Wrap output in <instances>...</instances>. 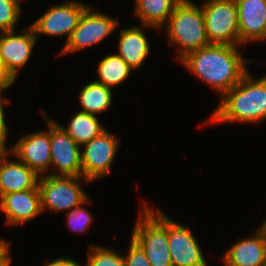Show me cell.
Instances as JSON below:
<instances>
[{"mask_svg":"<svg viewBox=\"0 0 266 266\" xmlns=\"http://www.w3.org/2000/svg\"><path fill=\"white\" fill-rule=\"evenodd\" d=\"M199 79L212 86L223 97L249 72L236 46L209 44L188 53L180 60Z\"/></svg>","mask_w":266,"mask_h":266,"instance_id":"obj_1","label":"cell"},{"mask_svg":"<svg viewBox=\"0 0 266 266\" xmlns=\"http://www.w3.org/2000/svg\"><path fill=\"white\" fill-rule=\"evenodd\" d=\"M250 72L229 90L208 122L254 123L266 119V76L254 80Z\"/></svg>","mask_w":266,"mask_h":266,"instance_id":"obj_2","label":"cell"},{"mask_svg":"<svg viewBox=\"0 0 266 266\" xmlns=\"http://www.w3.org/2000/svg\"><path fill=\"white\" fill-rule=\"evenodd\" d=\"M165 25L169 44L180 47L179 61L188 53L210 44L203 10L190 0H181Z\"/></svg>","mask_w":266,"mask_h":266,"instance_id":"obj_3","label":"cell"},{"mask_svg":"<svg viewBox=\"0 0 266 266\" xmlns=\"http://www.w3.org/2000/svg\"><path fill=\"white\" fill-rule=\"evenodd\" d=\"M144 205L132 231V239L140 246L151 266H172L168 247V216Z\"/></svg>","mask_w":266,"mask_h":266,"instance_id":"obj_4","label":"cell"},{"mask_svg":"<svg viewBox=\"0 0 266 266\" xmlns=\"http://www.w3.org/2000/svg\"><path fill=\"white\" fill-rule=\"evenodd\" d=\"M201 8L210 44H241L235 0H208Z\"/></svg>","mask_w":266,"mask_h":266,"instance_id":"obj_5","label":"cell"},{"mask_svg":"<svg viewBox=\"0 0 266 266\" xmlns=\"http://www.w3.org/2000/svg\"><path fill=\"white\" fill-rule=\"evenodd\" d=\"M82 176H53L49 173L39 177L38 188L41 196L42 211L53 212L70 210L83 204L88 196L81 189Z\"/></svg>","mask_w":266,"mask_h":266,"instance_id":"obj_6","label":"cell"},{"mask_svg":"<svg viewBox=\"0 0 266 266\" xmlns=\"http://www.w3.org/2000/svg\"><path fill=\"white\" fill-rule=\"evenodd\" d=\"M117 26V20L99 11H92L88 6L60 54L77 52L98 44L114 32Z\"/></svg>","mask_w":266,"mask_h":266,"instance_id":"obj_7","label":"cell"},{"mask_svg":"<svg viewBox=\"0 0 266 266\" xmlns=\"http://www.w3.org/2000/svg\"><path fill=\"white\" fill-rule=\"evenodd\" d=\"M84 145L81 152L82 177L89 183L109 172L119 148V139L106 130Z\"/></svg>","mask_w":266,"mask_h":266,"instance_id":"obj_8","label":"cell"},{"mask_svg":"<svg viewBox=\"0 0 266 266\" xmlns=\"http://www.w3.org/2000/svg\"><path fill=\"white\" fill-rule=\"evenodd\" d=\"M51 167L59 171L53 176H82L81 146L60 126L50 119Z\"/></svg>","mask_w":266,"mask_h":266,"instance_id":"obj_9","label":"cell"},{"mask_svg":"<svg viewBox=\"0 0 266 266\" xmlns=\"http://www.w3.org/2000/svg\"><path fill=\"white\" fill-rule=\"evenodd\" d=\"M87 7V5L75 0L54 5L34 21L31 27L36 36L39 34L49 36L67 35V42Z\"/></svg>","mask_w":266,"mask_h":266,"instance_id":"obj_10","label":"cell"},{"mask_svg":"<svg viewBox=\"0 0 266 266\" xmlns=\"http://www.w3.org/2000/svg\"><path fill=\"white\" fill-rule=\"evenodd\" d=\"M23 34H14V30L0 34V63L4 72L15 82L18 69L24 67L31 57L37 36L31 25Z\"/></svg>","mask_w":266,"mask_h":266,"instance_id":"obj_11","label":"cell"},{"mask_svg":"<svg viewBox=\"0 0 266 266\" xmlns=\"http://www.w3.org/2000/svg\"><path fill=\"white\" fill-rule=\"evenodd\" d=\"M41 113L48 122V131H38L23 136L9 151L39 177L44 176L51 165L50 119L44 111Z\"/></svg>","mask_w":266,"mask_h":266,"instance_id":"obj_12","label":"cell"},{"mask_svg":"<svg viewBox=\"0 0 266 266\" xmlns=\"http://www.w3.org/2000/svg\"><path fill=\"white\" fill-rule=\"evenodd\" d=\"M168 247L172 266H207L196 237L168 218Z\"/></svg>","mask_w":266,"mask_h":266,"instance_id":"obj_13","label":"cell"},{"mask_svg":"<svg viewBox=\"0 0 266 266\" xmlns=\"http://www.w3.org/2000/svg\"><path fill=\"white\" fill-rule=\"evenodd\" d=\"M0 209L6 215L7 224L17 225L32 220L42 212L38 186L35 189L2 195Z\"/></svg>","mask_w":266,"mask_h":266,"instance_id":"obj_14","label":"cell"},{"mask_svg":"<svg viewBox=\"0 0 266 266\" xmlns=\"http://www.w3.org/2000/svg\"><path fill=\"white\" fill-rule=\"evenodd\" d=\"M241 44L266 40V0H235Z\"/></svg>","mask_w":266,"mask_h":266,"instance_id":"obj_15","label":"cell"},{"mask_svg":"<svg viewBox=\"0 0 266 266\" xmlns=\"http://www.w3.org/2000/svg\"><path fill=\"white\" fill-rule=\"evenodd\" d=\"M9 152L0 156V197L2 195L35 189L38 186L39 175L23 162L8 161Z\"/></svg>","mask_w":266,"mask_h":266,"instance_id":"obj_16","label":"cell"},{"mask_svg":"<svg viewBox=\"0 0 266 266\" xmlns=\"http://www.w3.org/2000/svg\"><path fill=\"white\" fill-rule=\"evenodd\" d=\"M222 260L226 266H266V238L262 231L238 241Z\"/></svg>","mask_w":266,"mask_h":266,"instance_id":"obj_17","label":"cell"},{"mask_svg":"<svg viewBox=\"0 0 266 266\" xmlns=\"http://www.w3.org/2000/svg\"><path fill=\"white\" fill-rule=\"evenodd\" d=\"M119 55L133 70L142 66L150 54V44L145 33L137 25L120 31Z\"/></svg>","mask_w":266,"mask_h":266,"instance_id":"obj_18","label":"cell"},{"mask_svg":"<svg viewBox=\"0 0 266 266\" xmlns=\"http://www.w3.org/2000/svg\"><path fill=\"white\" fill-rule=\"evenodd\" d=\"M181 0H136L135 16L143 27L159 29L165 25Z\"/></svg>","mask_w":266,"mask_h":266,"instance_id":"obj_19","label":"cell"},{"mask_svg":"<svg viewBox=\"0 0 266 266\" xmlns=\"http://www.w3.org/2000/svg\"><path fill=\"white\" fill-rule=\"evenodd\" d=\"M60 126L80 146H84V144L106 131L105 127L100 125L95 115L82 111H79L72 117L67 128H64L62 125Z\"/></svg>","mask_w":266,"mask_h":266,"instance_id":"obj_20","label":"cell"},{"mask_svg":"<svg viewBox=\"0 0 266 266\" xmlns=\"http://www.w3.org/2000/svg\"><path fill=\"white\" fill-rule=\"evenodd\" d=\"M80 103L82 112L96 115L107 110L112 104L111 88L92 81L80 91Z\"/></svg>","mask_w":266,"mask_h":266,"instance_id":"obj_21","label":"cell"},{"mask_svg":"<svg viewBox=\"0 0 266 266\" xmlns=\"http://www.w3.org/2000/svg\"><path fill=\"white\" fill-rule=\"evenodd\" d=\"M131 70L133 69L119 55L111 54L99 62V80L95 82L113 88L127 79Z\"/></svg>","mask_w":266,"mask_h":266,"instance_id":"obj_22","label":"cell"},{"mask_svg":"<svg viewBox=\"0 0 266 266\" xmlns=\"http://www.w3.org/2000/svg\"><path fill=\"white\" fill-rule=\"evenodd\" d=\"M86 266H125L123 256L101 246H89Z\"/></svg>","mask_w":266,"mask_h":266,"instance_id":"obj_23","label":"cell"},{"mask_svg":"<svg viewBox=\"0 0 266 266\" xmlns=\"http://www.w3.org/2000/svg\"><path fill=\"white\" fill-rule=\"evenodd\" d=\"M19 0H0V31L14 30L21 13Z\"/></svg>","mask_w":266,"mask_h":266,"instance_id":"obj_24","label":"cell"},{"mask_svg":"<svg viewBox=\"0 0 266 266\" xmlns=\"http://www.w3.org/2000/svg\"><path fill=\"white\" fill-rule=\"evenodd\" d=\"M91 201L89 198L77 207L71 208L67 212V224L74 232L83 233L89 228V224L92 222V216L82 205Z\"/></svg>","mask_w":266,"mask_h":266,"instance_id":"obj_25","label":"cell"},{"mask_svg":"<svg viewBox=\"0 0 266 266\" xmlns=\"http://www.w3.org/2000/svg\"><path fill=\"white\" fill-rule=\"evenodd\" d=\"M128 257H123L125 266H151L140 246L131 238Z\"/></svg>","mask_w":266,"mask_h":266,"instance_id":"obj_26","label":"cell"},{"mask_svg":"<svg viewBox=\"0 0 266 266\" xmlns=\"http://www.w3.org/2000/svg\"><path fill=\"white\" fill-rule=\"evenodd\" d=\"M1 91H0V147L4 150H6V146H5V140L7 137V125L5 123V115H4V111H3V103L7 104L9 99H2V95H1Z\"/></svg>","mask_w":266,"mask_h":266,"instance_id":"obj_27","label":"cell"},{"mask_svg":"<svg viewBox=\"0 0 266 266\" xmlns=\"http://www.w3.org/2000/svg\"><path fill=\"white\" fill-rule=\"evenodd\" d=\"M45 266H82V264L76 262L74 259L62 257L48 262Z\"/></svg>","mask_w":266,"mask_h":266,"instance_id":"obj_28","label":"cell"},{"mask_svg":"<svg viewBox=\"0 0 266 266\" xmlns=\"http://www.w3.org/2000/svg\"><path fill=\"white\" fill-rule=\"evenodd\" d=\"M14 82L10 77L4 72L0 63V91H4L9 88Z\"/></svg>","mask_w":266,"mask_h":266,"instance_id":"obj_29","label":"cell"},{"mask_svg":"<svg viewBox=\"0 0 266 266\" xmlns=\"http://www.w3.org/2000/svg\"><path fill=\"white\" fill-rule=\"evenodd\" d=\"M9 243L0 240V260H11L9 253Z\"/></svg>","mask_w":266,"mask_h":266,"instance_id":"obj_30","label":"cell"},{"mask_svg":"<svg viewBox=\"0 0 266 266\" xmlns=\"http://www.w3.org/2000/svg\"><path fill=\"white\" fill-rule=\"evenodd\" d=\"M259 229L262 231V233L264 234V236L266 238V218Z\"/></svg>","mask_w":266,"mask_h":266,"instance_id":"obj_31","label":"cell"},{"mask_svg":"<svg viewBox=\"0 0 266 266\" xmlns=\"http://www.w3.org/2000/svg\"><path fill=\"white\" fill-rule=\"evenodd\" d=\"M11 264V260H0V266H9Z\"/></svg>","mask_w":266,"mask_h":266,"instance_id":"obj_32","label":"cell"},{"mask_svg":"<svg viewBox=\"0 0 266 266\" xmlns=\"http://www.w3.org/2000/svg\"><path fill=\"white\" fill-rule=\"evenodd\" d=\"M5 151L0 147V156L4 153Z\"/></svg>","mask_w":266,"mask_h":266,"instance_id":"obj_33","label":"cell"}]
</instances>
